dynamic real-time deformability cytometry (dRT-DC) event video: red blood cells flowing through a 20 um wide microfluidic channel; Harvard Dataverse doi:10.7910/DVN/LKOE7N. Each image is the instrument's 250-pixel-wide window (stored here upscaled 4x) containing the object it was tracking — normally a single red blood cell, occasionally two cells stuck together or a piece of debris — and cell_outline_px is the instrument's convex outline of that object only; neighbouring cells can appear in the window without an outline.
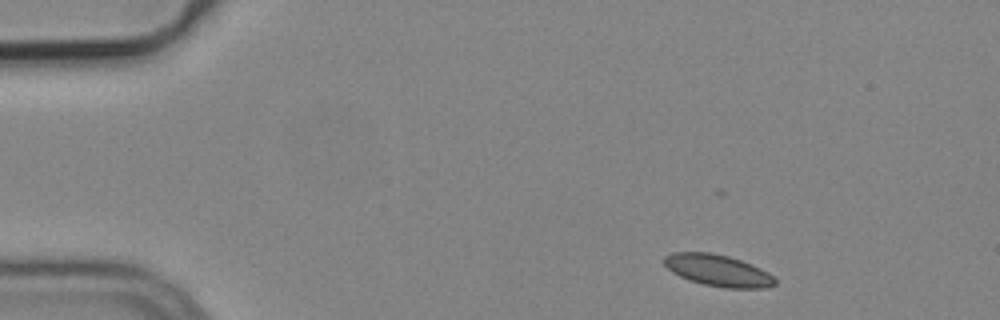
{"species": "common noctule bat (a hibernating species)", "species_latin": "Nyctalus noctula", "temperature_condition": "cold", "stored_images_in_passage": 4, "camera_frame_rate_fps": 3000, "um_per_image_px": 0.085, "animal": {"sex": "male", "body_mass_g": 19.2, "forearm_length_mm": 51.8}, "frame": {"image": 1, "passage_image": 1, "time_ms": 0.0, "image_size_px": [1000, 320], "cell_outline_px": [[776, 284], [764, 288], [724, 288], [704, 284], [680, 276], [672, 272], [664, 264], [664, 256], [672, 252], [712, 252], [728, 256], [752, 264], [768, 272], [776, 280]], "centroid_in_image_um": [61.03, 22.98], "position_along_channel_um": 24.0, "area_um2": 20.35}}
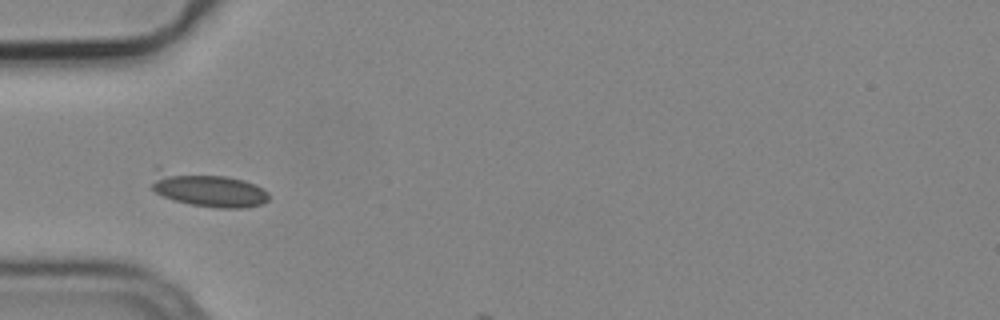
{"frame": {"image": 2, "passage_image": 3, "time_ms": 0.667, "image_size_px": [1000, 320], "cell_outline_px": [[268, 200], [264, 204], [244, 208], [216, 208], [192, 204], [176, 200], [164, 196], [156, 192], [152, 188], [152, 184], [156, 168], [224, 176], [244, 180], [264, 188], [268, 192]], "centroid_in_image_um": [17.7, 16.11], "position_along_channel_um": 67.3, "area_um2": 23.24}}